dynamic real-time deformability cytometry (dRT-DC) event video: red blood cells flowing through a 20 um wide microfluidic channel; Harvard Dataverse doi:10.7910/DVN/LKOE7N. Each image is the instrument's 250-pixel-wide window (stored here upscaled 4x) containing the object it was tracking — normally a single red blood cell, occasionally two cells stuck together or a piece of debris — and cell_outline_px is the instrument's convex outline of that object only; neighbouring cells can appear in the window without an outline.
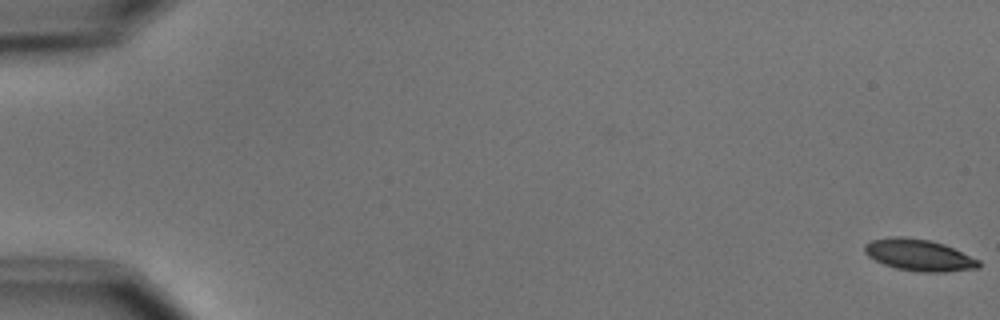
{"species": "common noctule bat (a hibernating species)", "species_latin": "Nyctalus noctula", "temperature_condition": "cold", "stored_images_in_passage": 6, "camera_frame_rate_fps": 3000, "um_per_image_px": 0.085, "animal": {"sex": "male", "body_mass_g": 15.6}, "frame": {"image": 1, "passage_image": 1, "time_ms": 0.0, "image_size_px": [1000, 320], "cell_outline_px": [[980, 268], [948, 272], [920, 272], [896, 268], [884, 264], [868, 256], [864, 252], [864, 244], [872, 240], [888, 236], [900, 236], [928, 240], [944, 244], [980, 260]], "centroid_in_image_um": [78.12, 21.68], "position_along_channel_um": 6.9, "area_um2": 21.1}}
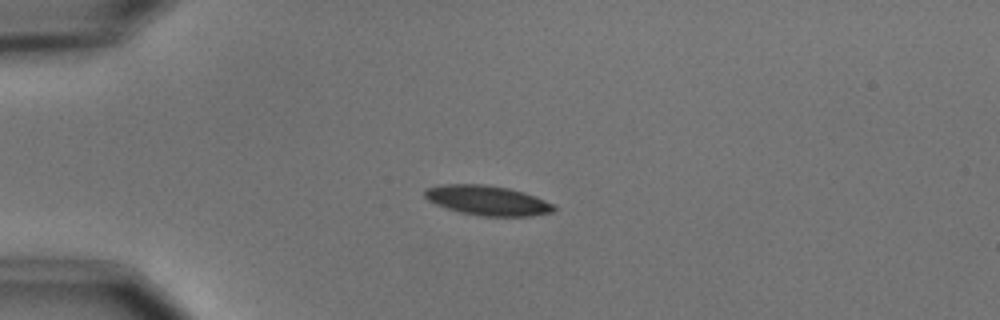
{"frame": {"image": 2, "passage_image": 5, "time_ms": 4.667, "image_size_px": [1000, 320], "cell_outline_px": [[556, 208], [552, 212], [532, 216], [480, 216], [460, 212], [436, 204], [428, 200], [424, 196], [424, 188], [444, 184], [484, 184], [508, 188], [524, 192], [536, 196], [552, 204]], "centroid_in_image_um": [41.42, 17.03], "position_along_channel_um": 43.6, "area_um2": 22.37}}